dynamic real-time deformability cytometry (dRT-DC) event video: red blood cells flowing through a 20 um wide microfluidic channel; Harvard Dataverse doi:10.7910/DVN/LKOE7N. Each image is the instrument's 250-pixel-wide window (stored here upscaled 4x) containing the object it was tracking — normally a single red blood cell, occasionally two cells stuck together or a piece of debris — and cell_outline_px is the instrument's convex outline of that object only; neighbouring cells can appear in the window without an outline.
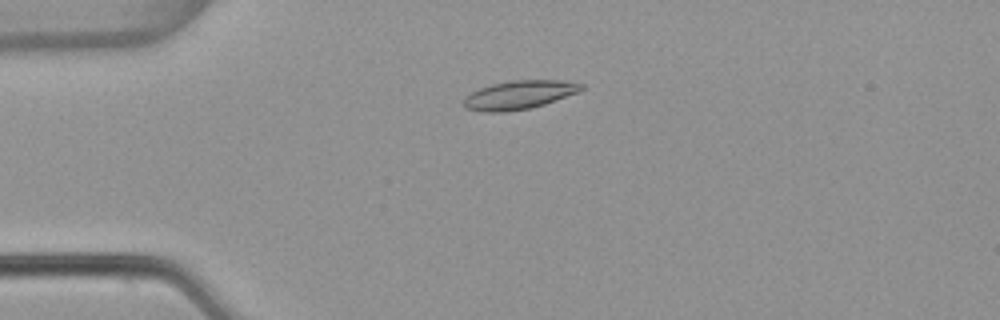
{"species": "common noctule bat (a hibernating species)", "species_latin": "Nyctalus noctula", "temperature_condition": "warm", "stored_images_in_passage": 44, "camera_frame_rate_fps": 3000, "um_per_image_px": 0.085, "animal": {"sex": "female", "body_mass_g": 22.7, "forearm_length_mm": 54.2}, "frame": {"image": 1, "passage_image": 4, "time_ms": 1.0, "image_size_px": [1000, 320], "cell_outline_px": [[584, 88], [580, 92], [532, 108], [504, 112], [484, 112], [464, 108], [460, 104], [464, 96], [480, 88], [492, 84], [512, 80], [564, 80], [584, 84]], "centroid_in_image_um": [44.11, 8.07], "position_along_channel_um": 40.9, "area_um2": 19.94}}
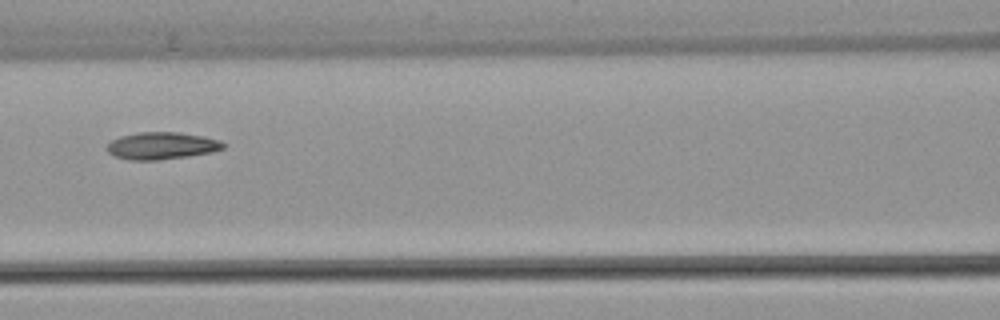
{"frame": {"image": 2, "passage_image": 15, "time_ms": 4.667, "image_size_px": [1000, 320], "cell_outline_px": [[228, 144], [224, 148], [212, 152], [188, 156], [156, 160], [132, 160], [112, 156], [104, 148], [112, 140], [120, 136], [140, 132], [180, 132], [204, 136], [220, 140]], "centroid_in_image_um": [13.75, 12.38], "position_along_channel_um": 152.8, "area_um2": 18.61}}
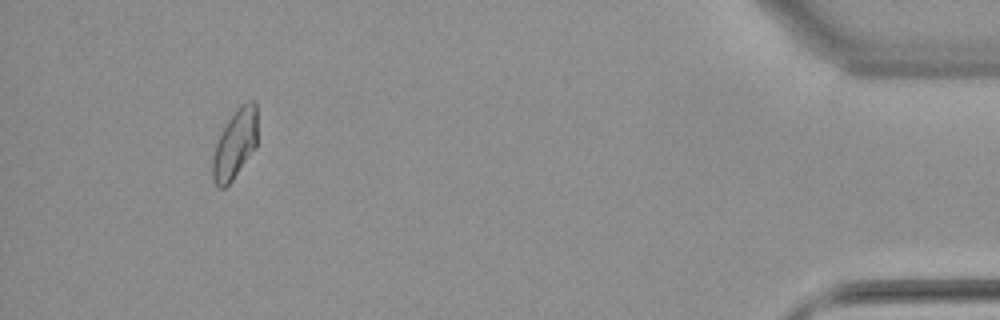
{"frame": {"image": 3, "passage_image": 41, "time_ms": 13.333, "image_size_px": [1000, 320], "cell_outline_px": [[256, 148], [232, 180], [224, 188], [220, 188], [212, 180], [212, 156], [216, 144], [228, 120], [236, 108], [248, 100], [252, 100], [256, 104]], "centroid_in_image_um": [19.97, 12.26], "position_along_channel_um": 415.2, "area_um2": 17.92}, "authors_computed_cell_mechanics": {"area_um2": 18.1781, "velocity_mm_per_s": 3.8094, "shape_relaxation_time_tau1_ms": 7.0378, "shape_relaxation_time_tau2_ms": 4.2497, "deformation_change_tau1": 0.169, "deformation_change_tau2": 0.0947}}